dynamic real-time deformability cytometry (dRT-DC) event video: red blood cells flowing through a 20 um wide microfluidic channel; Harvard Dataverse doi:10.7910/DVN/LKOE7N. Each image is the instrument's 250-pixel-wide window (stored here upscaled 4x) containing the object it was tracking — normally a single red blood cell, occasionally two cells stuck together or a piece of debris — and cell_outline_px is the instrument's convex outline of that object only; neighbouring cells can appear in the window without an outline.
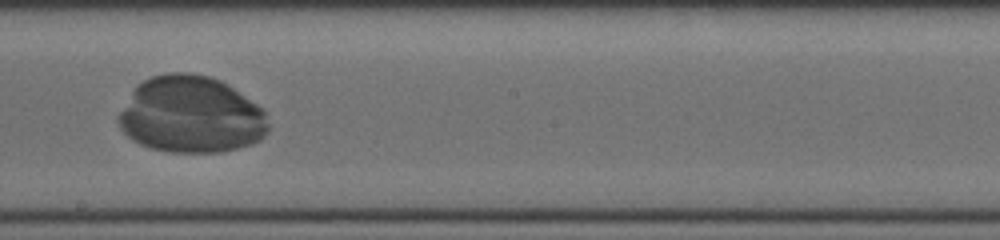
{"species": "human", "species_latin": "Homo sapiens", "temperature_condition": "cold", "stored_images_in_passage": 29, "camera_frame_rate_fps": 3000, "um_per_image_px": 0.085, "donor": {"sex": "male"}, "frame": {"image": 1, "passage_image": 16, "time_ms": 5.0, "image_size_px": [1000, 240], "cell_outline_px": [[268, 132], [260, 140], [252, 144], [220, 152], [168, 152], [152, 148], [140, 144], [132, 140], [120, 128], [116, 120], [116, 116], [136, 84], [152, 76], [164, 72], [188, 72], [208, 76], [220, 80], [264, 108], [268, 124]], "centroid_in_image_um": [16.21, 9.75], "position_along_channel_um": 232.0, "area_um2": 67.51}}
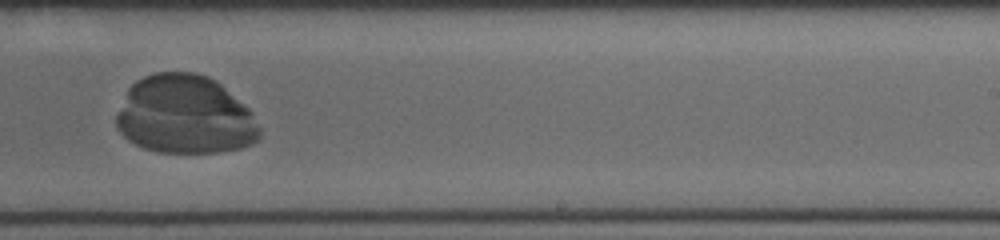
{"frame": {"image": 2, "passage_image": 19, "time_ms": 6.0, "image_size_px": [1000, 240], "cell_outline_px": [[260, 140], [252, 144], [240, 148], [220, 152], [156, 152], [144, 148], [128, 140], [116, 128], [116, 116], [128, 88], [136, 80], [144, 76], [156, 72], [196, 72], [208, 76], [216, 80], [248, 108], [252, 112], [260, 128]], "centroid_in_image_um": [15.73, 9.77], "position_along_channel_um": 273.3, "area_um2": 65.89}}